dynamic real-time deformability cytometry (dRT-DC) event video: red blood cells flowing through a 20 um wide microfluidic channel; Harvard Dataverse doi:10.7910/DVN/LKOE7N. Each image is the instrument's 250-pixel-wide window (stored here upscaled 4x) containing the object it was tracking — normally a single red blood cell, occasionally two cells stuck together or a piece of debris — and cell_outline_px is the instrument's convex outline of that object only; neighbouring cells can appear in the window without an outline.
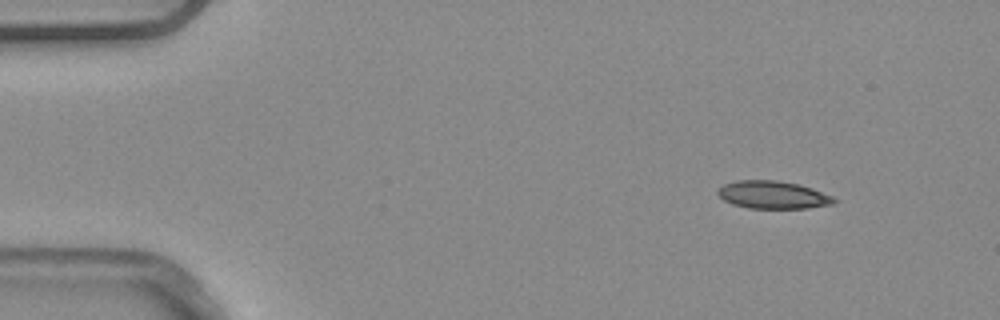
{"species": "common noctule bat (a hibernating species)", "species_latin": "Nyctalus noctula", "temperature_condition": "warm", "stored_images_in_passage": 6, "camera_frame_rate_fps": 3000, "um_per_image_px": 0.085, "animal": {"sex": "male", "body_mass_g": 20.4}, "frame": {"image": 1, "passage_image": 1, "time_ms": 0.0, "image_size_px": [1000, 320], "cell_outline_px": [[836, 200], [832, 204], [808, 208], [748, 208], [732, 204], [724, 200], [716, 192], [716, 188], [724, 184], [736, 180], [776, 180], [800, 184], [812, 188], [832, 196]], "centroid_in_image_um": [65.66, 16.55], "position_along_channel_um": 19.3, "area_um2": 18.84}}
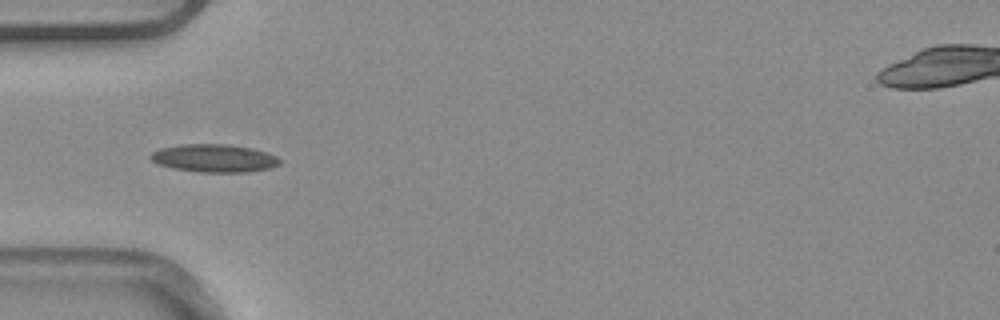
{"frame": {"image": 2, "passage_image": 4, "time_ms": 1.0, "image_size_px": [1000, 320], "cell_outline_px": [[280, 164], [268, 168], [248, 172], [200, 172], [172, 168], [156, 164], [148, 156], [152, 152], [160, 148], [180, 144], [228, 144], [252, 148], [276, 156], [280, 160]], "centroid_in_image_um": [18.15, 13.44], "position_along_channel_um": 66.8, "area_um2": 21.04}}